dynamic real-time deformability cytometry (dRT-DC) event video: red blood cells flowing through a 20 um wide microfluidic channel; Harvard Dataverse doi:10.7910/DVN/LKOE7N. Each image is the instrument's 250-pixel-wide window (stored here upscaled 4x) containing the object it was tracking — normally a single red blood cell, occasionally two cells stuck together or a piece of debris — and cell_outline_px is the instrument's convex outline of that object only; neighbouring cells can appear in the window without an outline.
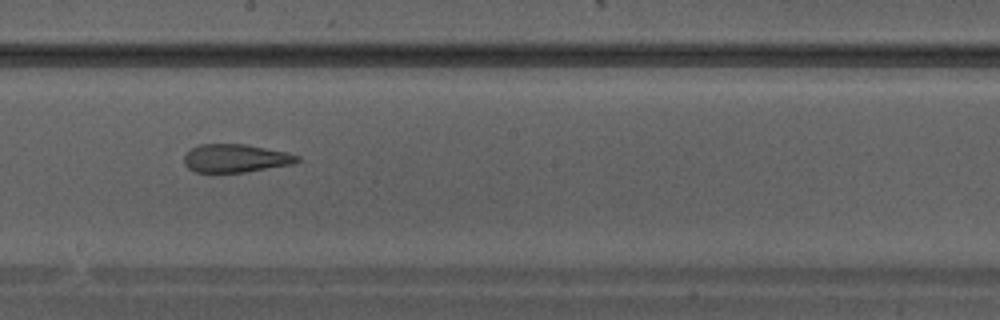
{"species": "Egyptian fruit bat (a non-hibernating species)", "species_latin": "Rousettus aegyptiacus", "temperature_condition": "warm", "stored_images_in_passage": 36, "camera_frame_rate_fps": 3000, "um_per_image_px": 0.085, "animal": {"sex": "male"}, "frame": {"image": 1, "passage_image": 21, "time_ms": 6.667, "image_size_px": [1000, 320], "cell_outline_px": [[300, 160], [292, 164], [244, 172], [196, 172], [188, 168], [184, 164], [184, 156], [192, 148], [200, 144], [244, 144], [288, 152], [300, 156]], "centroid_in_image_um": [20.03, 13.45], "position_along_channel_um": 228.2, "area_um2": 18.5}}